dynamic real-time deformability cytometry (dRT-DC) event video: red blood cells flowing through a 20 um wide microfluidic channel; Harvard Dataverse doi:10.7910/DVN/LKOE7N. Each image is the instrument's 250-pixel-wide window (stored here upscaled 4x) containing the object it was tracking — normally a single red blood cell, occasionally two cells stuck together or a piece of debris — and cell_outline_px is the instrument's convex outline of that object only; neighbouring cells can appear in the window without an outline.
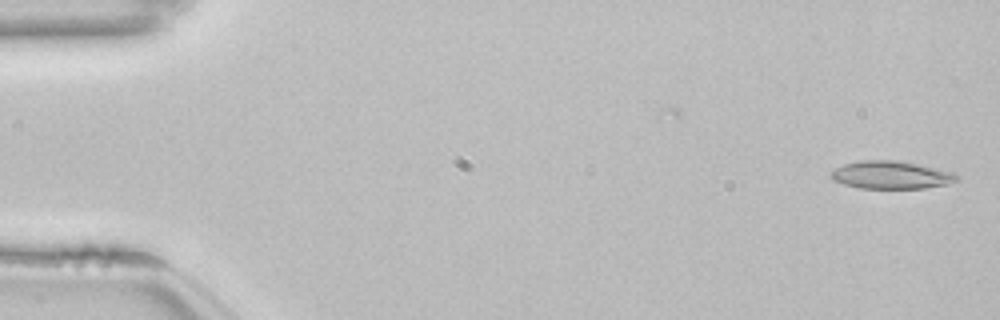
{"species": "common noctule bat (a hibernating species)", "species_latin": "Nyctalus noctula", "temperature_condition": "room temperature", "stored_images_in_passage": 25, "camera_frame_rate_fps": 3000, "um_per_image_px": 0.085, "animal": {"sex": "female", "body_mass_g": 22.7, "forearm_length_mm": 54.2}, "frame": {"image": 1, "passage_image": 1, "time_ms": 0.0, "image_size_px": [1000, 320], "cell_outline_px": [[956, 180], [948, 184], [924, 188], [860, 188], [844, 184], [832, 180], [828, 172], [844, 164], [860, 160], [896, 160], [916, 164], [952, 172], [956, 176]], "centroid_in_image_um": [75.66, 14.87], "position_along_channel_um": 9.3, "area_um2": 20.17}}
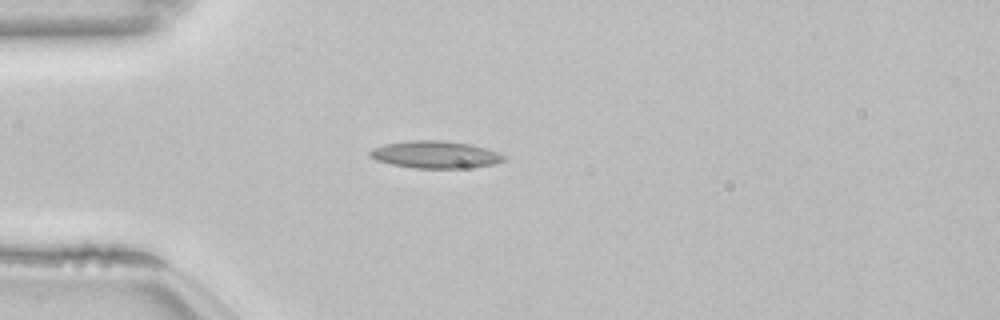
{"frame": {"image": 2, "passage_image": 14, "time_ms": 4.333, "image_size_px": [1000, 320], "cell_outline_px": [[508, 156], [504, 160], [492, 164], [468, 168], [416, 168], [392, 164], [376, 160], [368, 156], [368, 152], [372, 148], [384, 144], [408, 140], [440, 140], [472, 144]], "centroid_in_image_um": [36.97, 13.13], "position_along_channel_um": 48.0, "area_um2": 21.33}}
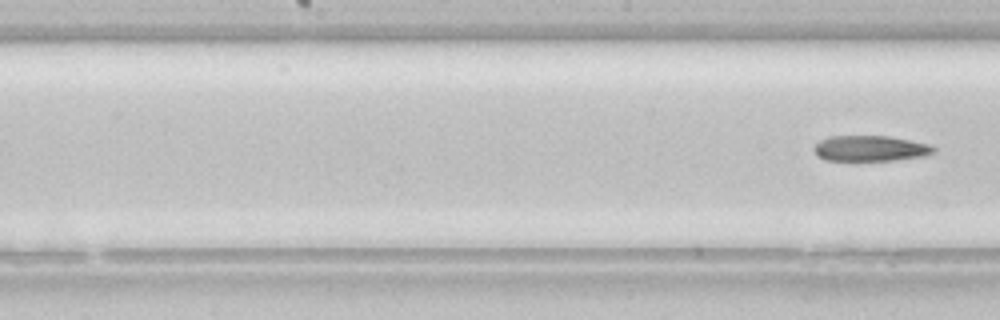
{"frame": {"image": 3, "passage_image": 25, "time_ms": 8.0, "image_size_px": [1000, 320], "cell_outline_px": [[936, 152], [924, 156], [892, 160], [824, 160], [816, 156], [812, 148], [820, 140], [828, 136], [888, 136], [932, 144], [936, 148]], "centroid_in_image_um": [73.98, 12.61], "position_along_channel_um": 174.2, "area_um2": 18.03}}